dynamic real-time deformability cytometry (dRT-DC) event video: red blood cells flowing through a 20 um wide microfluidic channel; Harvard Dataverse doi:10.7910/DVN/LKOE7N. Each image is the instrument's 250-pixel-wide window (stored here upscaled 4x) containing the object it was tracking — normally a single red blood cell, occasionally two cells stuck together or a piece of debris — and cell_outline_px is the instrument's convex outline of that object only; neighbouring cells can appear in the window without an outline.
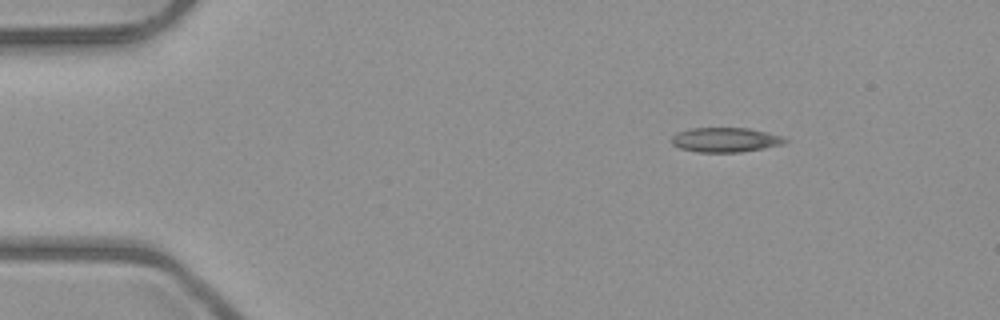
{"species": "common noctule bat (a hibernating species)", "species_latin": "Nyctalus noctula", "temperature_condition": "room temperature", "stored_images_in_passage": 5, "camera_frame_rate_fps": 3000, "um_per_image_px": 0.085, "animal": {"sex": "male", "body_mass_g": 23.1, "forearm_length_mm": 52.7}, "frame": {"image": 1, "passage_image": 1, "time_ms": 0.0, "image_size_px": [1000, 320], "cell_outline_px": [[788, 140], [784, 144], [764, 148], [740, 152], [696, 152], [680, 148], [672, 144], [672, 136], [676, 132], [692, 128], [748, 128], [784, 136]], "centroid_in_image_um": [61.66, 11.88], "position_along_channel_um": 23.3, "area_um2": 16.3}}
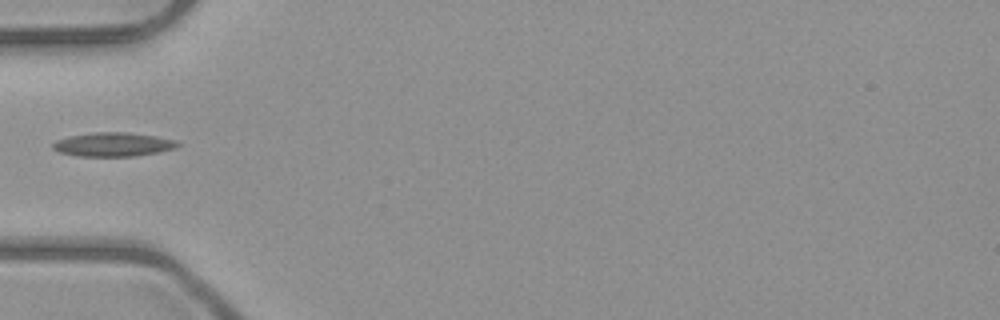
{"frame": {"image": 2, "passage_image": 4, "time_ms": 3.333, "image_size_px": [1000, 320], "cell_outline_px": [[180, 144], [176, 148], [160, 152], [136, 156], [76, 156], [60, 152], [52, 148], [52, 144], [56, 140], [72, 136], [92, 132], [124, 132], [156, 136], [176, 140]], "centroid_in_image_um": [9.64, 12.28], "position_along_channel_um": 75.4, "area_um2": 17.4}}
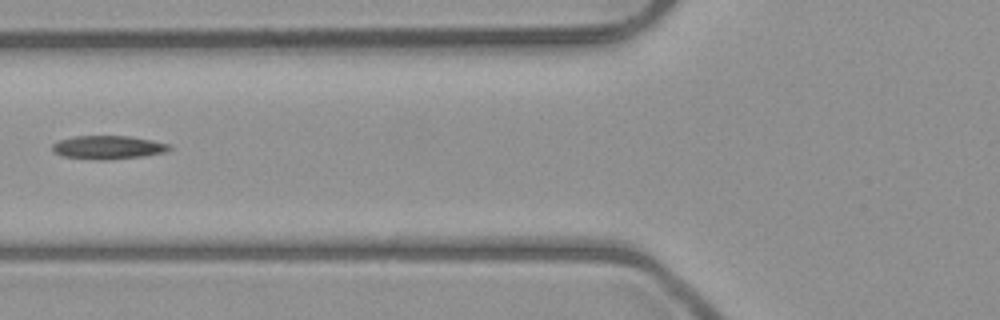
{"frame": {"image": 3, "passage_image": 5, "time_ms": 4.333, "image_size_px": [1000, 320], "cell_outline_px": [[172, 148], [164, 152], [144, 156], [108, 160], [96, 160], [60, 156], [52, 152], [52, 144], [60, 140], [76, 136], [128, 136], [152, 140], [172, 144]], "centroid_in_image_um": [9.18, 12.53], "position_along_channel_um": 116.6, "area_um2": 16.18}}